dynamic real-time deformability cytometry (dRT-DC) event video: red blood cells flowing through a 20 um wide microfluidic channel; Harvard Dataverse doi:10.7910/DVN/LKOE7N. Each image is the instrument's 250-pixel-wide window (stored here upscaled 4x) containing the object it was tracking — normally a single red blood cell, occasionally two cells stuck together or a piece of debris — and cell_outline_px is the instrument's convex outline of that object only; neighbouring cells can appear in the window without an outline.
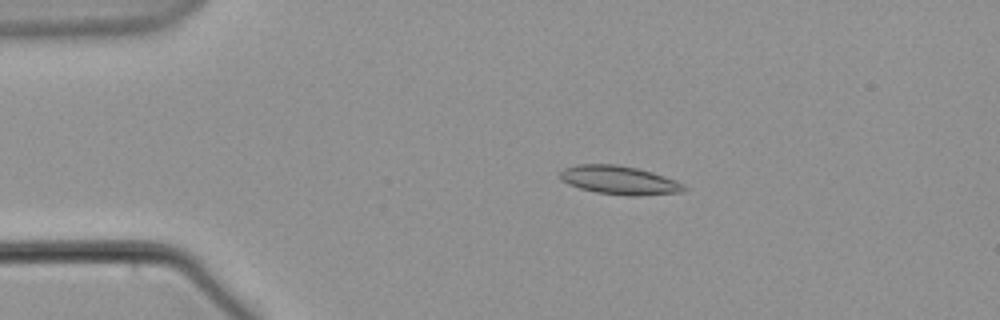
{"species": "common noctule bat (a hibernating species)", "species_latin": "Nyctalus noctula", "temperature_condition": "warm", "stored_images_in_passage": 57, "camera_frame_rate_fps": 3000, "um_per_image_px": 0.085, "animal": {"sex": "male", "body_mass_g": 21.5, "forearm_length_mm": 52.0}, "frame": {"image": 1, "passage_image": 11, "time_ms": 3.333, "image_size_px": [1000, 320], "cell_outline_px": [[688, 188], [684, 192], [640, 196], [628, 196], [596, 192], [580, 188], [568, 184], [560, 180], [560, 172], [564, 168], [576, 164], [616, 164], [636, 168], [652, 172], [676, 180], [684, 184]], "centroid_in_image_um": [52.66, 15.32], "position_along_channel_um": 32.3, "area_um2": 20.87}}
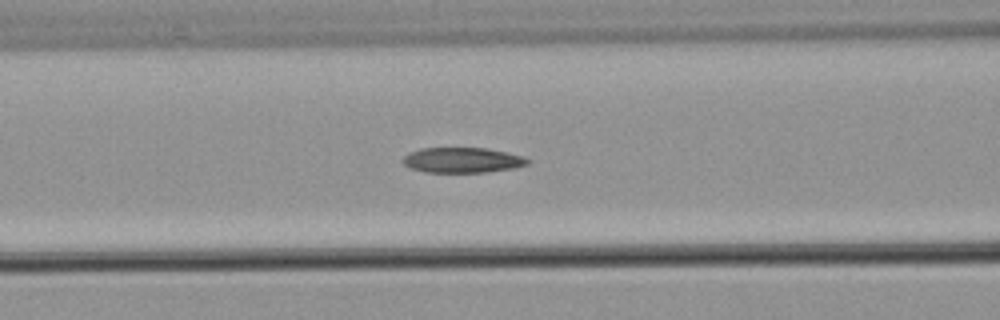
{"frame": {"image": 2, "passage_image": 23, "time_ms": 7.333, "image_size_px": [1000, 320], "cell_outline_px": [[532, 160], [528, 164], [516, 168], [488, 172], [424, 172], [412, 168], [404, 164], [404, 156], [408, 152], [420, 148], [488, 148], [508, 152], [524, 156]], "centroid_in_image_um": [39.37, 13.6], "position_along_channel_um": 127.2, "area_um2": 18.55}}
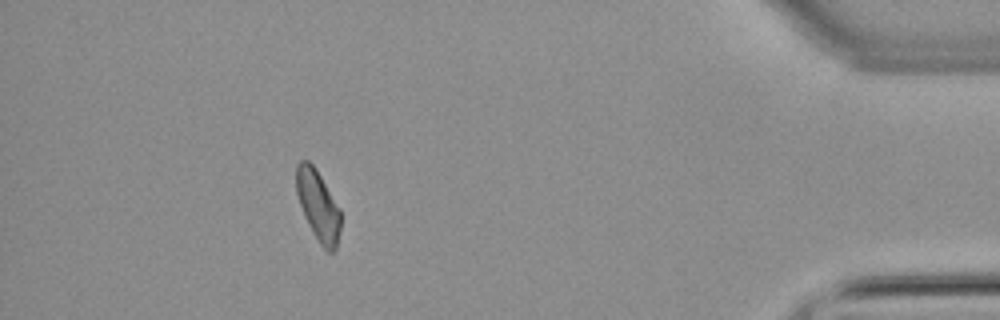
{"frame": {"image": 3, "passage_image": 51, "time_ms": 16.667, "image_size_px": [1000, 320], "cell_outline_px": [[340, 228], [336, 252], [328, 252], [320, 244], [308, 224], [304, 216], [296, 192], [296, 164], [300, 160], [308, 160], [316, 168], [340, 208]], "centroid_in_image_um": [27.04, 17.46], "position_along_channel_um": 408.2, "area_um2": 18.26}}